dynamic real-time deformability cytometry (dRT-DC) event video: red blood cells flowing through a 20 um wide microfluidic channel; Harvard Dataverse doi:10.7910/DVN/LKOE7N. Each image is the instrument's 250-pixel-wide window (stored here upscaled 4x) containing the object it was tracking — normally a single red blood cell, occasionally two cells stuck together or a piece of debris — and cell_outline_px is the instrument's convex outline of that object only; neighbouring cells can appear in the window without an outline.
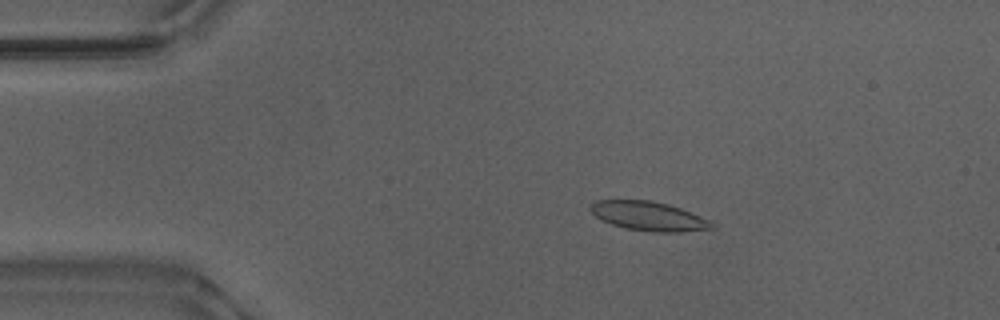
{"species": "Egyptian fruit bat (a non-hibernating species)", "species_latin": "Rousettus aegyptiacus", "temperature_condition": "warm", "stored_images_in_passage": 44, "camera_frame_rate_fps": 3000, "um_per_image_px": 0.085, "animal": {"sex": "male"}, "frame": {"image": 1, "passage_image": 1, "time_ms": 0.0, "image_size_px": [1000, 320], "cell_outline_px": [[716, 228], [680, 232], [652, 232], [624, 228], [600, 220], [588, 208], [588, 204], [596, 200], [648, 200], [668, 204], [680, 208], [712, 220], [716, 224]], "centroid_in_image_um": [55.15, 18.37], "position_along_channel_um": 29.8, "area_um2": 20.92}}
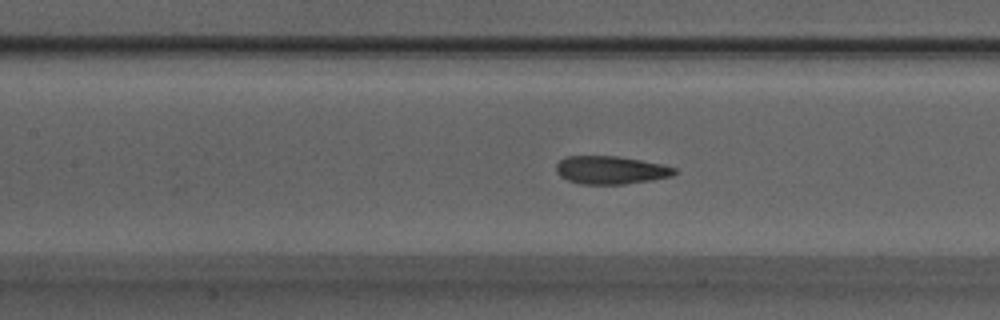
{"frame": {"image": 2, "passage_image": 15, "time_ms": 4.667, "image_size_px": [1000, 320], "cell_outline_px": [[680, 172], [672, 176], [652, 180], [624, 184], [580, 184], [568, 180], [560, 176], [556, 172], [556, 164], [560, 160], [568, 156], [616, 156], [664, 164], [676, 168]], "centroid_in_image_um": [51.95, 14.46], "position_along_channel_um": 155.5, "area_um2": 19.48}}
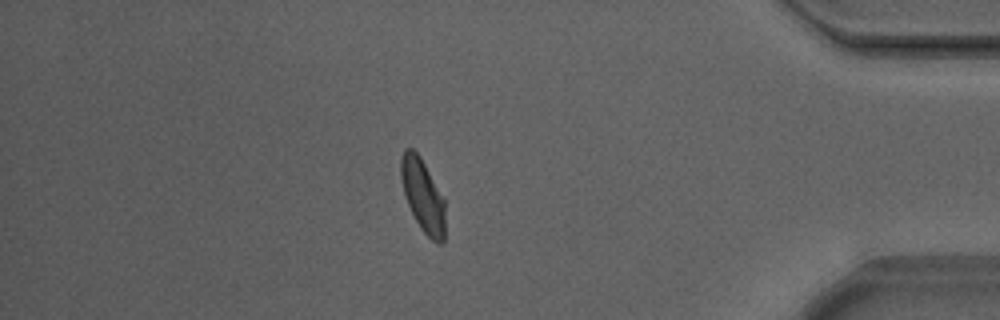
{"frame": {"image": 3, "passage_image": 37, "time_ms": 12.0, "image_size_px": [1000, 320], "cell_outline_px": [[444, 240], [440, 244], [436, 244], [420, 228], [408, 204], [404, 192], [400, 176], [400, 156], [404, 148], [412, 148], [420, 156], [444, 200]], "centroid_in_image_um": [35.91, 16.6], "position_along_channel_um": 399.3, "area_um2": 18.5}, "authors_computed_cell_mechanics": {"area_um2": 19.5364, "velocity_mm_per_s": 3.8586, "shape_relaxation_time_tau1_ms": 4.8901, "shape_relaxation_time_tau2_ms": 0.6362, "deformation_change_tau1": 0.1749, "deformation_change_tau2": 0.0661}}